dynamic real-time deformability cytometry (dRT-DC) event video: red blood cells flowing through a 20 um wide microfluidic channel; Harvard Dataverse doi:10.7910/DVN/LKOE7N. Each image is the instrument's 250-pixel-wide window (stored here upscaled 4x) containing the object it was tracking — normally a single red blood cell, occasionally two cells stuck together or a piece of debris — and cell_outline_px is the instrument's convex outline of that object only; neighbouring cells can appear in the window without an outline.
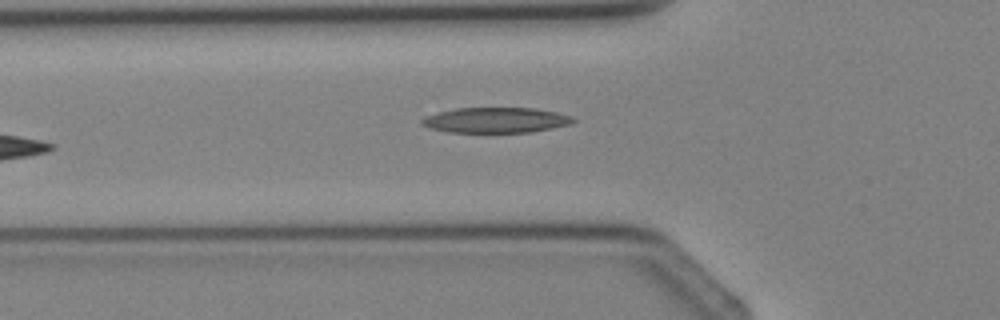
{"species": "Egyptian fruit bat (a non-hibernating species)", "species_latin": "Rousettus aegyptiacus", "temperature_condition": "cold", "stored_images_in_passage": 4, "camera_frame_rate_fps": 3000, "um_per_image_px": 0.085, "animal": {"sex": "female"}, "frame": {"image": 1, "passage_image": 4, "time_ms": 3.667, "image_size_px": [1000, 320], "cell_outline_px": [[576, 120], [572, 124], [528, 132], [448, 132], [432, 128], [420, 124], [420, 120], [424, 116], [456, 108], [536, 108], [556, 112], [572, 116]], "centroid_in_image_um": [42.15, 10.2], "position_along_channel_um": 83.7, "area_um2": 22.25}}